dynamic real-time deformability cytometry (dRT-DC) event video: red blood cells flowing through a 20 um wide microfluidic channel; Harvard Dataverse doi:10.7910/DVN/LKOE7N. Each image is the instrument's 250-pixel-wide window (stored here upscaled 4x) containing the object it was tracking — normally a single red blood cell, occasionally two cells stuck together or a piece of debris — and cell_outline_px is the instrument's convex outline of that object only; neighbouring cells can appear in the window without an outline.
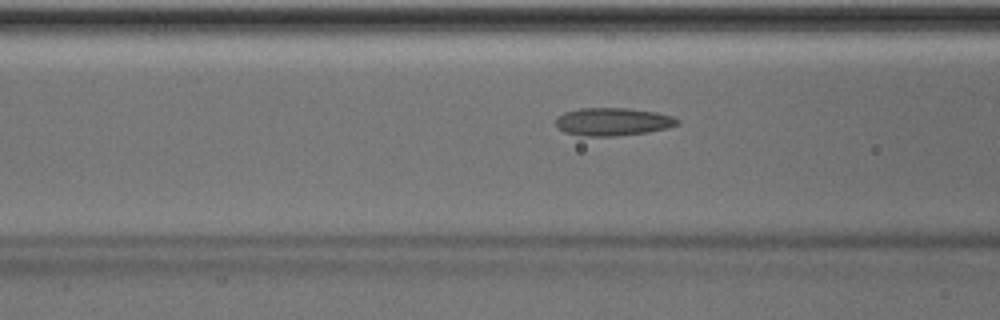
{"species": "Egyptian fruit bat (a non-hibernating species)", "species_latin": "Rousettus aegyptiacus", "temperature_condition": "room temperature", "stored_images_in_passage": 50, "camera_frame_rate_fps": 3000, "um_per_image_px": 0.085, "animal": {"sex": "male"}, "frame": {"image": 1, "passage_image": 20, "time_ms": 6.333, "image_size_px": [1000, 320], "cell_outline_px": [[680, 124], [648, 132], [616, 136], [580, 136], [564, 132], [556, 124], [556, 116], [564, 112], [580, 108], [624, 108], [656, 112], [672, 116], [680, 120]], "centroid_in_image_um": [52.07, 10.34], "position_along_channel_um": 114.5, "area_um2": 19.77}}
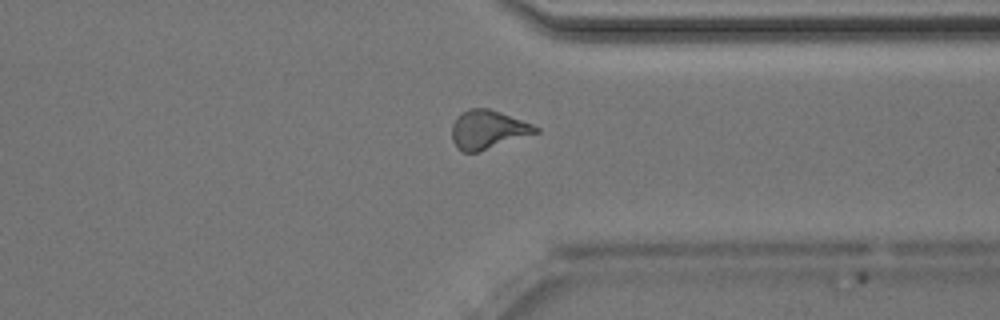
{"frame": {"image": 2, "passage_image": 39, "time_ms": 12.667, "image_size_px": [1000, 320], "cell_outline_px": [[540, 132], [476, 152], [464, 152], [456, 148], [452, 140], [452, 124], [456, 116], [460, 112], [468, 108], [488, 108], [500, 112], [532, 124], [540, 128]], "centroid_in_image_um": [41.43, 11.0], "position_along_channel_um": 370.0, "area_um2": 18.84}}
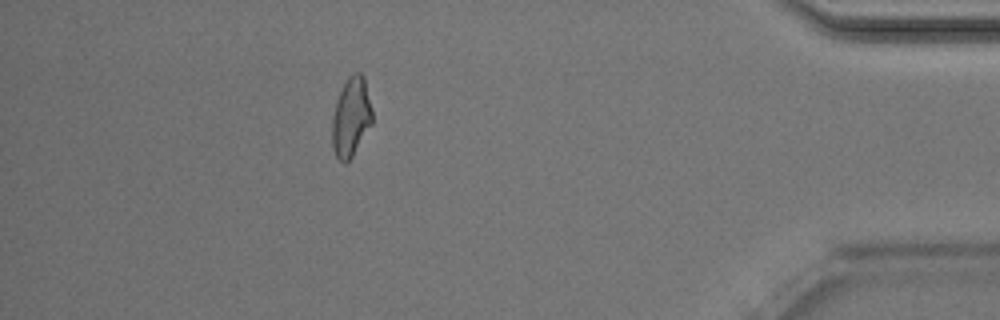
{"frame": {"image": 3, "passage_image": 45, "time_ms": 14.667, "image_size_px": [1000, 320], "cell_outline_px": [[372, 124], [352, 156], [344, 164], [336, 156], [332, 148], [332, 116], [336, 100], [348, 76], [352, 72], [360, 72], [364, 76], [372, 108]], "centroid_in_image_um": [29.84, 9.93], "position_along_channel_um": 405.4, "area_um2": 18.61}, "authors_computed_cell_mechanics": {"area_um2": 18.9584, "velocity_mm_per_s": 4.0452, "shape_relaxation_time_tau1_ms": 6.6939, "shape_relaxation_time_tau2_ms": 1.8363, "deformation_change_tau1": 0.1742, "deformation_change_tau2": 0.1122}}